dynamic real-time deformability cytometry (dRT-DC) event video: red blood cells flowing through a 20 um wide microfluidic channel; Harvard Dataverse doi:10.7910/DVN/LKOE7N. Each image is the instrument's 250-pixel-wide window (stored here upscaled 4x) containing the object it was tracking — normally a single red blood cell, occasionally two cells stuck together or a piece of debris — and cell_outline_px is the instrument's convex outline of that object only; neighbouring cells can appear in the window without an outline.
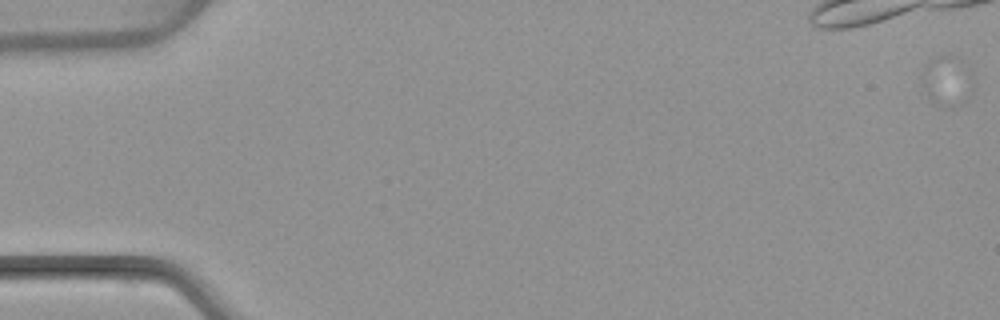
{"species": "common noctule bat (a hibernating species)", "species_latin": "Nyctalus noctula", "temperature_condition": "warm", "stored_images_in_passage": 14, "camera_frame_rate_fps": 3000, "um_per_image_px": 0.085, "animal": {"sex": "female", "body_mass_g": 22.7, "forearm_length_mm": 54.2}, "frame": {"image": 1, "passage_image": 1, "time_ms": 0.0, "image_size_px": [1000, 320], "cell_outline_px": [[972, 92], [968, 100], [952, 108], [944, 108], [928, 100], [920, 84], [920, 76], [924, 64], [928, 60], [936, 56], [952, 52], [972, 68]], "centroid_in_image_um": [80.48, 6.84], "position_along_channel_um": 4.5, "area_um2": 16.3}}